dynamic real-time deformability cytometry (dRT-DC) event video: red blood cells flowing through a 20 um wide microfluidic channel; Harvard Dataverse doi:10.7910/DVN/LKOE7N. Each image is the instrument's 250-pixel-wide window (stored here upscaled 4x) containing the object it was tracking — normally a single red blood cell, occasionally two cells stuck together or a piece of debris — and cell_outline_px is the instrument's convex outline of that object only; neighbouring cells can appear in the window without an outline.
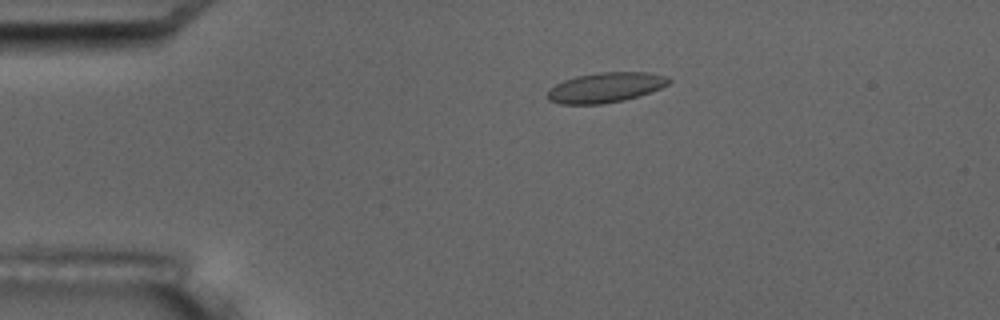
{"species": "common noctule bat (a hibernating species)", "species_latin": "Nyctalus noctula", "temperature_condition": "room temperature", "stored_images_in_passage": 5, "camera_frame_rate_fps": 3000, "um_per_image_px": 0.085, "animal": {"sex": "male", "body_mass_g": 17.5, "forearm_length_mm": 52.3}, "frame": {"image": 1, "passage_image": 1, "time_ms": 0.0, "image_size_px": [1000, 320], "cell_outline_px": [[672, 80], [668, 84], [660, 88], [640, 96], [624, 100], [604, 104], [560, 104], [548, 100], [548, 92], [556, 84], [564, 80], [576, 76], [600, 72], [648, 72], [668, 76]], "centroid_in_image_um": [51.51, 7.44], "position_along_channel_um": 33.5, "area_um2": 21.27}}
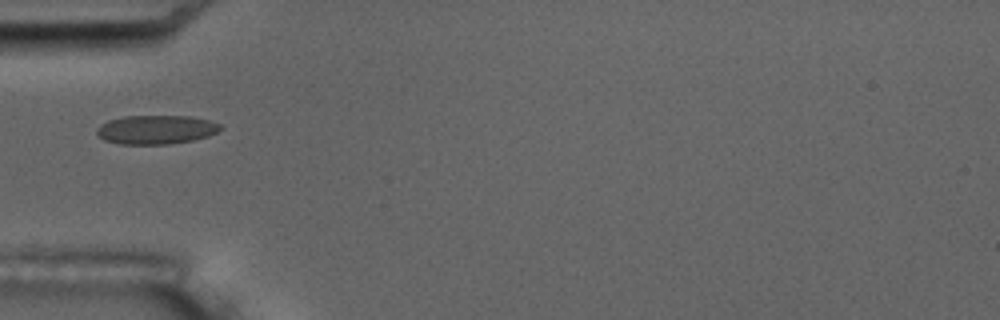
{"frame": {"image": 2, "passage_image": 3, "time_ms": 2.333, "image_size_px": [1000, 320], "cell_outline_px": [[224, 128], [208, 136], [192, 140], [168, 144], [120, 144], [104, 140], [96, 132], [96, 128], [100, 124], [108, 120], [124, 116], [188, 116], [208, 120], [220, 124]], "centroid_in_image_um": [13.25, 11.01], "position_along_channel_um": 71.8, "area_um2": 20.81}}